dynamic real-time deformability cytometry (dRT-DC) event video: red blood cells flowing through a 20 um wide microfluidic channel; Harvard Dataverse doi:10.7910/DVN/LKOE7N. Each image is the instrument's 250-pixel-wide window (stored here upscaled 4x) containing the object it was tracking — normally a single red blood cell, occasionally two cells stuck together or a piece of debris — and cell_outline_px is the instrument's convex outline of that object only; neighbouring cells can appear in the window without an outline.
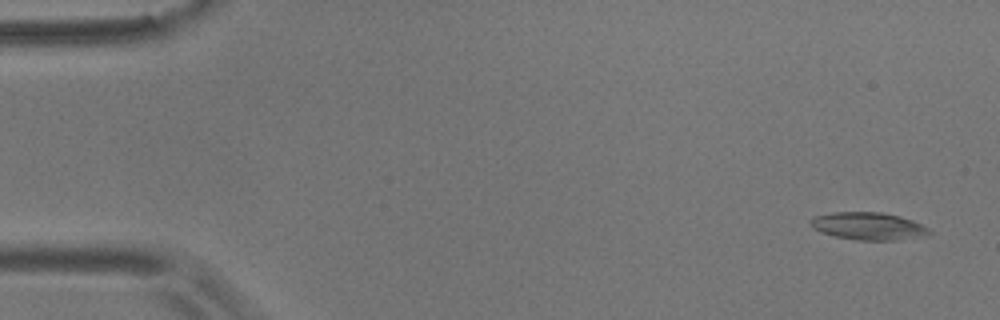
{"species": "common noctule bat (a hibernating species)", "species_latin": "Nyctalus noctula", "temperature_condition": "room temperature", "stored_images_in_passage": 5, "camera_frame_rate_fps": 3000, "um_per_image_px": 0.085, "animal": {"sex": "male", "body_mass_g": 17.9}, "frame": {"image": 1, "passage_image": 1, "time_ms": 0.0, "image_size_px": [1000, 320], "cell_outline_px": [[932, 232], [928, 236], [896, 240], [856, 240], [836, 236], [820, 232], [812, 228], [808, 224], [808, 220], [816, 216], [832, 212], [880, 212], [900, 216], [912, 220], [928, 228]], "centroid_in_image_um": [73.79, 19.22], "position_along_channel_um": 11.2, "area_um2": 19.19}}
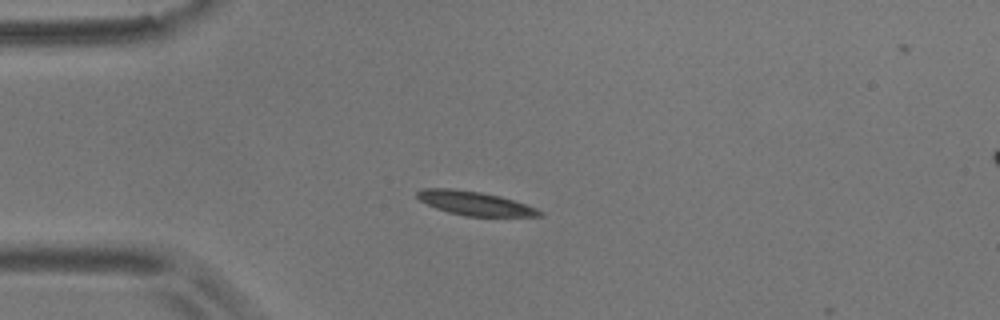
{"frame": {"image": 2, "passage_image": 4, "time_ms": 4.333, "image_size_px": [1000, 320], "cell_outline_px": [[544, 216], [464, 216], [448, 212], [436, 208], [420, 200], [416, 196], [416, 192], [420, 188], [452, 188], [480, 192], [500, 196], [536, 208], [544, 212]], "centroid_in_image_um": [40.33, 17.28], "position_along_channel_um": 44.7, "area_um2": 16.99}}